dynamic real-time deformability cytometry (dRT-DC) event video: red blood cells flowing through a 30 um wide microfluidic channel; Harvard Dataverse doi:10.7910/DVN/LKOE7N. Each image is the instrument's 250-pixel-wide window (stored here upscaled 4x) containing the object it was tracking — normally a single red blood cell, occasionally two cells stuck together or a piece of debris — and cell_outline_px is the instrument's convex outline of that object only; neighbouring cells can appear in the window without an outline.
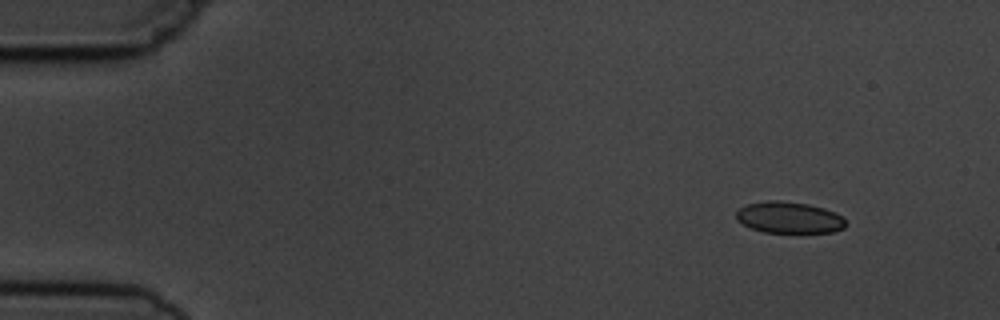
{"species": "common noctule bat (a hibernating species)", "species_latin": "Nyctalus noctula", "temperature_condition": "cold", "stored_images_in_passage": 4, "camera_frame_rate_fps": 3000, "um_per_image_px": 0.085, "animal": {"sex": "male", "body_mass_g": 19.5, "forearm_length_mm": 54.6}, "frame": {"image": 1, "passage_image": 1, "time_ms": 0.0, "image_size_px": [1000, 320], "cell_outline_px": [[848, 224], [844, 228], [832, 232], [764, 232], [752, 228], [736, 220], [736, 212], [740, 208], [748, 204], [768, 200], [780, 200], [808, 204], [824, 208], [836, 212], [844, 216]], "centroid_in_image_um": [67.13, 18.48], "position_along_channel_um": 17.9, "area_um2": 20.17}}
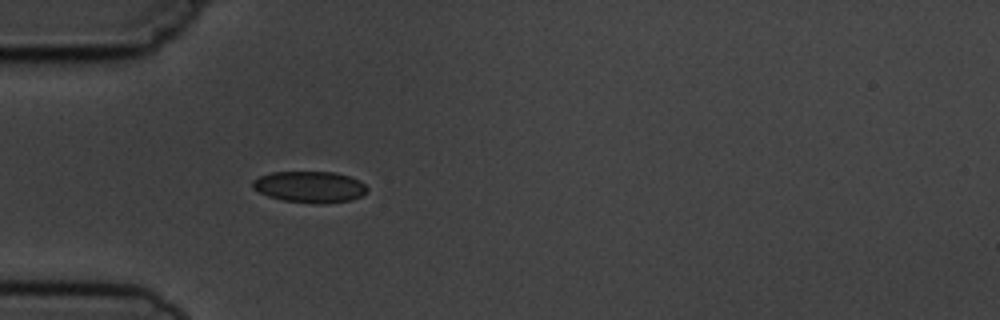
{"frame": {"image": 2, "passage_image": 4, "time_ms": 3.667, "image_size_px": [1000, 320], "cell_outline_px": [[368, 188], [360, 196], [352, 200], [324, 204], [316, 204], [284, 200], [268, 196], [252, 188], [252, 180], [260, 176], [272, 172], [336, 172], [360, 180]], "centroid_in_image_um": [26.33, 15.88], "position_along_channel_um": 58.7, "area_um2": 20.92}}